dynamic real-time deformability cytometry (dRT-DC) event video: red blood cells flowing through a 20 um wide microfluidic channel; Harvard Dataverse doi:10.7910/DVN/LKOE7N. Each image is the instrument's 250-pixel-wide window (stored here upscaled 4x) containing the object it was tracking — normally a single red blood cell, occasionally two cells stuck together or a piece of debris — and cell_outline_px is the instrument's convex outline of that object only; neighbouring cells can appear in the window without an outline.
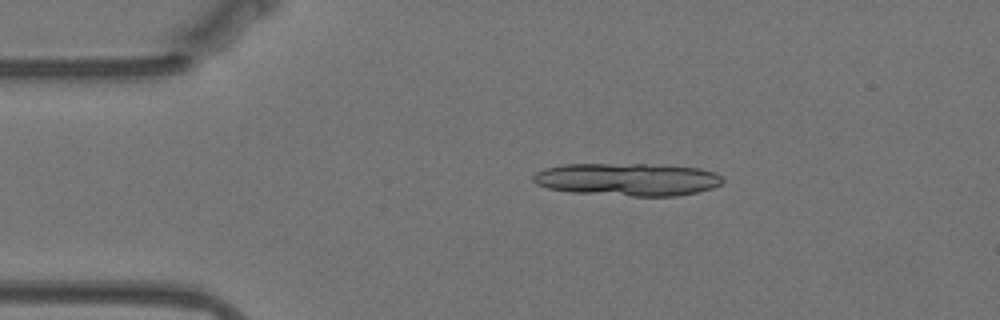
{"species": "Egyptian fruit bat (a non-hibernating species)", "species_latin": "Rousettus aegyptiacus", "temperature_condition": "warm", "stored_images_in_passage": 8, "camera_frame_rate_fps": 3000, "um_per_image_px": 0.085, "animal": {"sex": "female"}, "frame": {"image": 1, "passage_image": 1, "time_ms": 0.0, "image_size_px": [1000, 320], "cell_outline_px": [[724, 180], [720, 184], [712, 188], [696, 192], [676, 196], [632, 196], [572, 192], [548, 188], [536, 184], [532, 180], [532, 176], [536, 172], [544, 168], [564, 164], [644, 164], [700, 168], [716, 172]], "centroid_in_image_um": [53.32, 15.25], "position_along_channel_um": 31.7, "area_um2": 36.13}}